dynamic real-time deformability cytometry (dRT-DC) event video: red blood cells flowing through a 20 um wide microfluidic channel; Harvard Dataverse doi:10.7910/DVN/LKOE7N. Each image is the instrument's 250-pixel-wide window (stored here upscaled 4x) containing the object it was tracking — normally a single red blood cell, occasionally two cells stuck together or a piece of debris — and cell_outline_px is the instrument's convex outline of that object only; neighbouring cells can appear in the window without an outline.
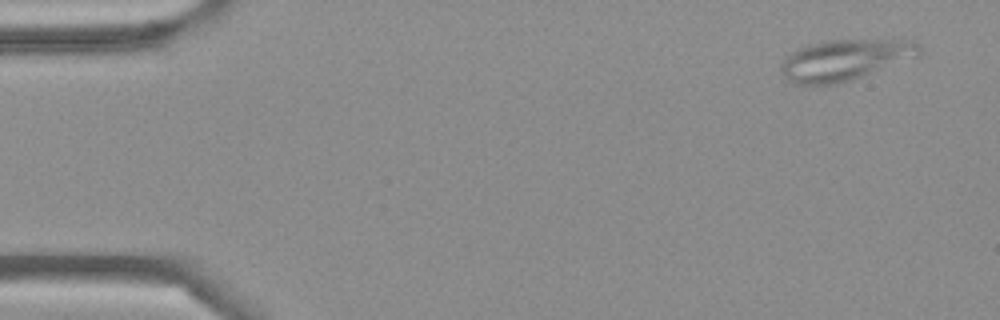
{"species": "Egyptian fruit bat (a non-hibernating species)", "species_latin": "Rousettus aegyptiacus", "temperature_condition": "cold", "stored_images_in_passage": 4, "camera_frame_rate_fps": 3000, "um_per_image_px": 0.085, "frame": {"image": 1, "passage_image": 1, "time_ms": 0.0, "image_size_px": [1000, 320], "cell_outline_px": [[920, 56], [836, 84], [816, 88], [792, 84], [780, 72], [780, 64], [784, 56], [808, 44], [828, 40], [912, 40], [920, 44]], "centroid_in_image_um": [71.73, 5.12], "position_along_channel_um": 13.3, "area_um2": 33.41}}